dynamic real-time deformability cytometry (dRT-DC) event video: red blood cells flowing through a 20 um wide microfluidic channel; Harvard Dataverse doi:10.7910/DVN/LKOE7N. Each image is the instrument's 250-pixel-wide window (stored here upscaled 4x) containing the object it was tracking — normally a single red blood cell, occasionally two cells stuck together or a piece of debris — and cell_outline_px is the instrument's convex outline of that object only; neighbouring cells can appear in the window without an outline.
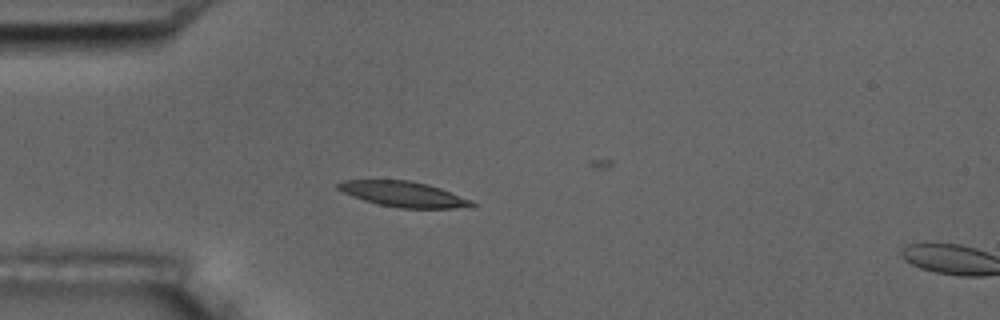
{"species": "common noctule bat (a hibernating species)", "species_latin": "Nyctalus noctula", "temperature_condition": "room temperature", "stored_images_in_passage": 4, "camera_frame_rate_fps": 3000, "um_per_image_px": 0.085, "animal": {"sex": "male", "body_mass_g": 17.5, "forearm_length_mm": 52.3}, "frame": {"image": 1, "passage_image": 3, "time_ms": 2.333, "image_size_px": [1000, 320], "cell_outline_px": [[480, 204], [476, 208], [400, 208], [380, 204], [364, 200], [352, 196], [336, 188], [336, 184], [344, 180], [408, 180], [428, 184], [440, 188], [472, 200]], "centroid_in_image_um": [34.39, 16.51], "position_along_channel_um": 50.6, "area_um2": 19.94}}